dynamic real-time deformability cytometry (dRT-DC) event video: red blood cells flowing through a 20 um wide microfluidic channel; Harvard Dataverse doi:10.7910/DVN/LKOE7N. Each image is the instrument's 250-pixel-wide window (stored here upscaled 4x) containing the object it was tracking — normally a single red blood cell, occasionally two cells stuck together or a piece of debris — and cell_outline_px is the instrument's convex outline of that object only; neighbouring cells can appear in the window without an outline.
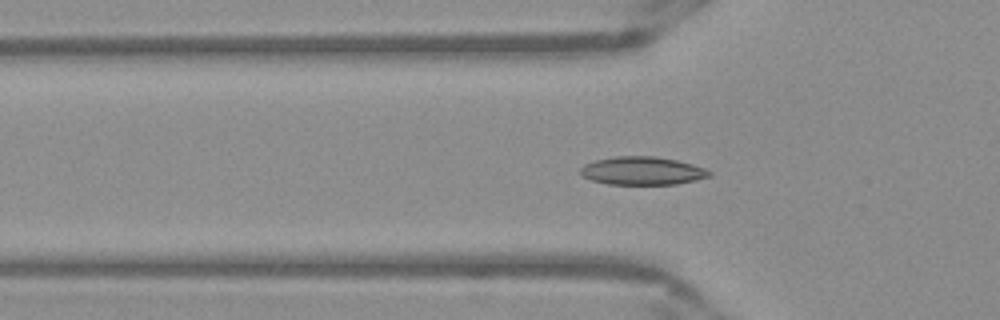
{"species": "Egyptian fruit bat (a non-hibernating species)", "species_latin": "Rousettus aegyptiacus", "temperature_condition": "warm", "stored_images_in_passage": 47, "camera_frame_rate_fps": 3000, "um_per_image_px": 0.085, "frame": {"image": 1, "passage_image": 11, "time_ms": 3.333, "image_size_px": [1000, 320], "cell_outline_px": [[712, 176], [696, 180], [676, 184], [608, 184], [592, 180], [584, 176], [580, 172], [580, 168], [584, 164], [596, 160], [616, 156], [656, 156], [676, 160], [692, 164], [704, 168], [712, 172]], "centroid_in_image_um": [54.62, 14.51], "position_along_channel_um": 71.2, "area_um2": 21.1}}
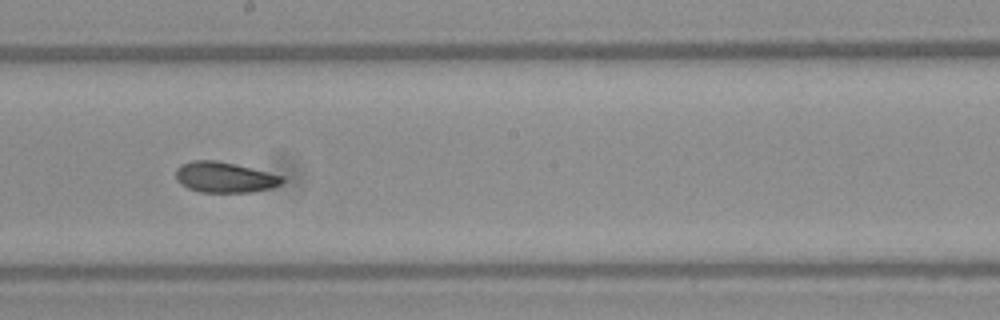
{"frame": {"image": 2, "passage_image": 23, "time_ms": 7.333, "image_size_px": [1000, 320], "cell_outline_px": [[284, 180], [280, 184], [272, 188], [252, 192], [200, 192], [188, 188], [180, 184], [176, 180], [176, 168], [180, 164], [196, 160], [216, 160], [236, 164], [284, 176]], "centroid_in_image_um": [19.08, 15.07], "position_along_channel_um": 229.1, "area_um2": 19.07}}
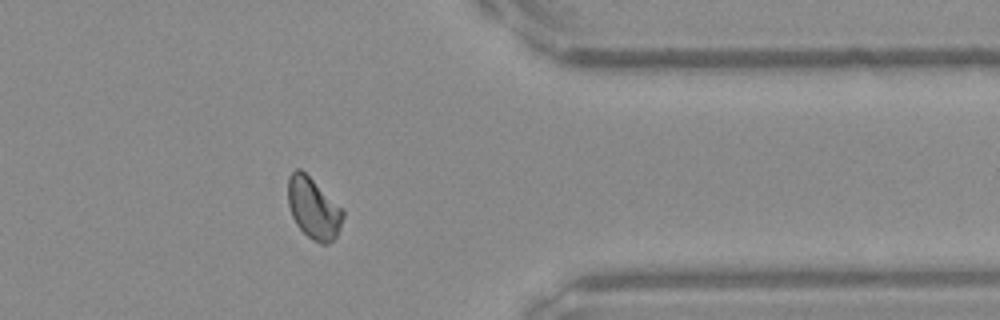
{"frame": {"image": 3, "passage_image": 36, "time_ms": 11.667, "image_size_px": [1000, 320], "cell_outline_px": [[344, 216], [340, 228], [336, 236], [328, 244], [320, 244], [312, 240], [296, 224], [292, 216], [288, 204], [288, 176], [296, 168], [300, 168], [344, 208]], "centroid_in_image_um": [26.66, 17.69], "position_along_channel_um": 384.7, "area_um2": 19.77}, "authors_computed_cell_mechanics": {"area_um2": 19.2474, "velocity_mm_per_s": 3.9156, "shape_relaxation_time_tau1_ms": 6.7536, "shape_relaxation_time_tau2_ms": 3.2722, "deformation_change_tau1": 0.1447, "deformation_change_tau2": 0.0573}}